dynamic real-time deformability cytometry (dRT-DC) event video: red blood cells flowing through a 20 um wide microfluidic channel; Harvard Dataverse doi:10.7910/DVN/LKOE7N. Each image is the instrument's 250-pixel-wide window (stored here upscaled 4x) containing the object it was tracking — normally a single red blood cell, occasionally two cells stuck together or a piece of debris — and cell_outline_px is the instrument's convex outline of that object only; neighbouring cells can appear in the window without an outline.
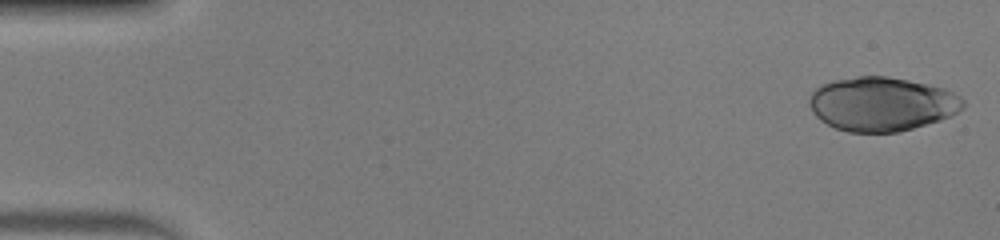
{"species": "human", "species_latin": "Homo sapiens", "temperature_condition": "warm", "stored_images_in_passage": 50, "camera_frame_rate_fps": 3000, "um_per_image_px": 0.085, "donor": {"sex": "male"}, "frame": {"image": 1, "passage_image": 1, "time_ms": 0.0, "image_size_px": [1000, 240], "cell_outline_px": [[964, 108], [952, 116], [940, 120], [912, 128], [896, 132], [848, 132], [836, 128], [820, 120], [812, 112], [808, 104], [808, 96], [820, 84], [832, 80], [856, 76], [888, 76], [928, 84], [944, 88], [960, 96], [964, 100]], "centroid_in_image_um": [74.93, 8.83], "position_along_channel_um": 10.1, "area_um2": 48.73}}
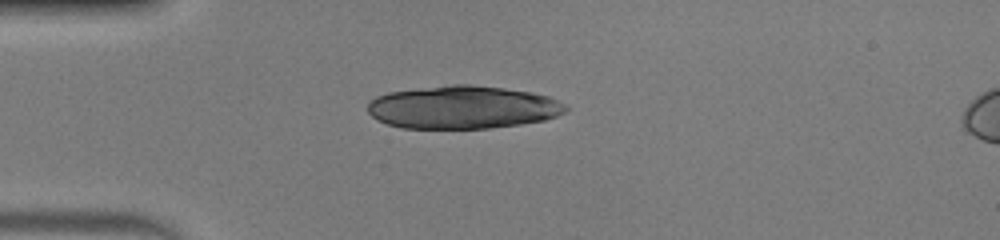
{"frame": {"image": 2, "passage_image": 13, "time_ms": 4.0, "image_size_px": [1000, 240], "cell_outline_px": [[568, 108], [564, 112], [556, 116], [544, 120], [520, 124], [492, 128], [400, 128], [388, 124], [372, 116], [368, 112], [368, 100], [376, 96], [388, 92], [452, 84], [472, 84], [504, 88], [532, 92], [548, 96], [568, 104]], "centroid_in_image_um": [39.35, 9.11], "position_along_channel_um": 45.7, "area_um2": 49.77}}